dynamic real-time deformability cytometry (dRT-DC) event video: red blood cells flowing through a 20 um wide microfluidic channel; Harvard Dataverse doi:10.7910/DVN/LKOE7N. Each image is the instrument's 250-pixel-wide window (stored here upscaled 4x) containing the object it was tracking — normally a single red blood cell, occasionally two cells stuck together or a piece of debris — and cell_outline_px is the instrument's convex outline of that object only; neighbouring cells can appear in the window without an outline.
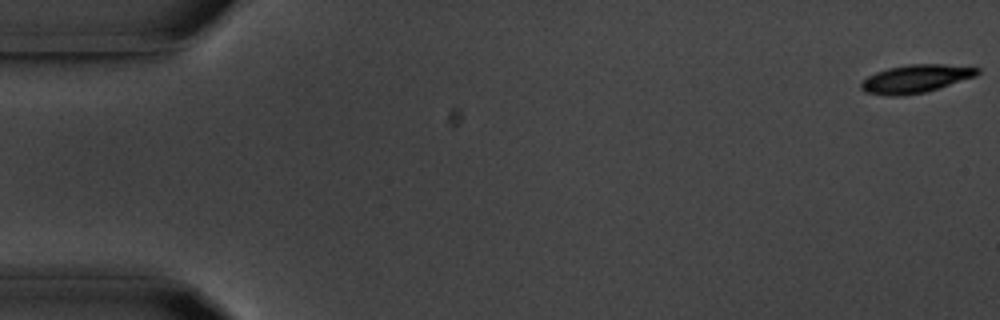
{"species": "common noctule bat (a hibernating species)", "species_latin": "Nyctalus noctula", "temperature_condition": "room temperature", "stored_images_in_passage": 35, "camera_frame_rate_fps": 3000, "um_per_image_px": 0.085, "animal": {"sex": "male", "body_mass_g": 20.1, "forearm_length_mm": 53.5}, "frame": {"image": 1, "passage_image": 1, "time_ms": 0.0, "image_size_px": [1000, 320], "cell_outline_px": [[980, 72], [976, 76], [924, 92], [900, 96], [888, 96], [864, 92], [860, 88], [860, 84], [868, 76], [876, 72], [888, 68], [912, 64], [944, 64], [980, 68]], "centroid_in_image_um": [77.81, 6.69], "position_along_channel_um": 7.2, "area_um2": 18.84}}
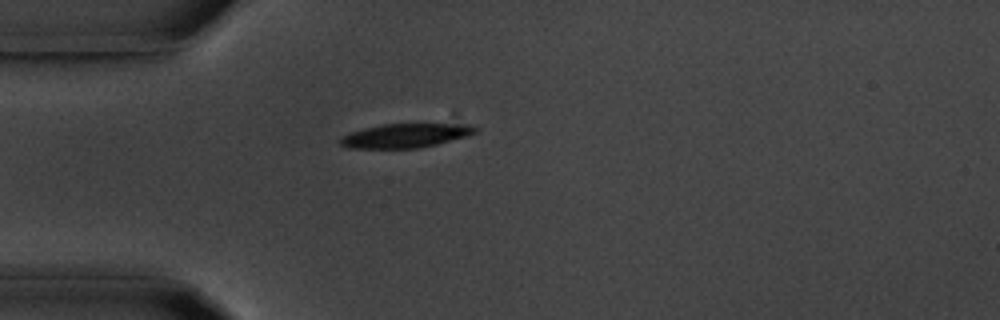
{"frame": {"image": 2, "passage_image": 15, "time_ms": 4.667, "image_size_px": [1000, 320], "cell_outline_px": [[480, 128], [476, 132], [468, 136], [436, 144], [416, 148], [348, 148], [340, 144], [340, 136], [364, 128], [380, 124], [476, 124]], "centroid_in_image_um": [34.5, 11.51], "position_along_channel_um": 50.5, "area_um2": 19.02}}
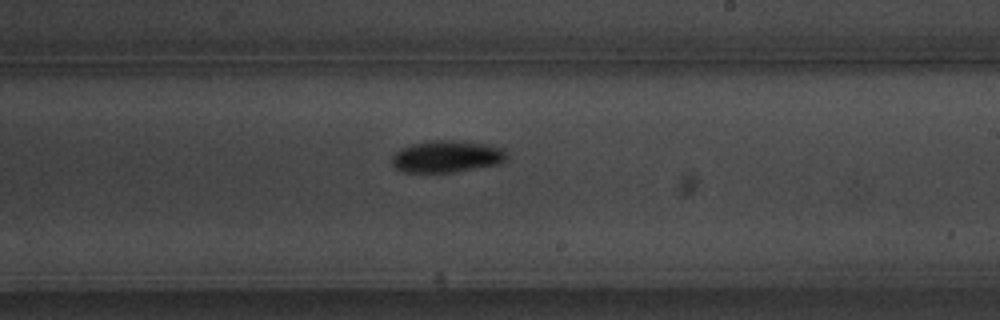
{"frame": {"image": 3, "passage_image": 32, "time_ms": 10.333, "image_size_px": [1000, 320], "cell_outline_px": [[508, 156], [500, 164], [452, 172], [404, 172], [396, 168], [392, 164], [392, 156], [400, 148], [412, 144], [436, 140], [448, 140], [484, 144], [500, 148], [508, 152]], "centroid_in_image_um": [37.97, 13.31], "position_along_channel_um": 251.0, "area_um2": 21.1}}